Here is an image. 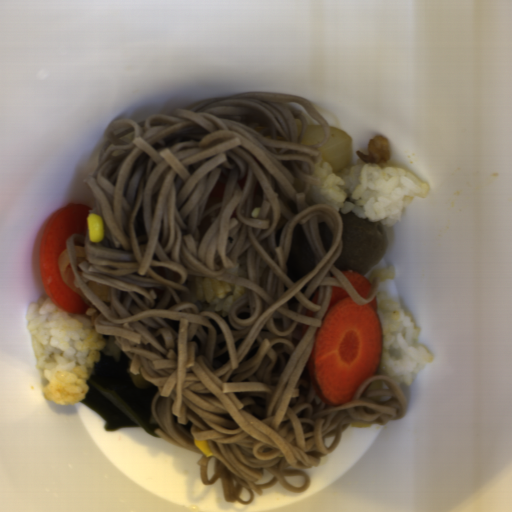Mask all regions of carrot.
Returning a JSON list of instances; mask_svg holds the SVG:
<instances>
[{"label": "carrot", "mask_w": 512, "mask_h": 512, "mask_svg": "<svg viewBox=\"0 0 512 512\" xmlns=\"http://www.w3.org/2000/svg\"><path fill=\"white\" fill-rule=\"evenodd\" d=\"M382 351L377 296L358 304L346 289L332 286L306 361L314 393L328 405H346L376 375Z\"/></svg>", "instance_id": "obj_1"}, {"label": "carrot", "mask_w": 512, "mask_h": 512, "mask_svg": "<svg viewBox=\"0 0 512 512\" xmlns=\"http://www.w3.org/2000/svg\"><path fill=\"white\" fill-rule=\"evenodd\" d=\"M91 208L81 203L65 204L47 222L38 250V269L42 285L52 304L71 314H84L90 307L64 279L60 256L72 235L89 233L87 217Z\"/></svg>", "instance_id": "obj_2"}, {"label": "carrot", "mask_w": 512, "mask_h": 512, "mask_svg": "<svg viewBox=\"0 0 512 512\" xmlns=\"http://www.w3.org/2000/svg\"><path fill=\"white\" fill-rule=\"evenodd\" d=\"M346 279L349 281L351 286L357 291V293L362 297L366 298L369 296L373 284L370 280L365 276L358 272L352 270L341 271Z\"/></svg>", "instance_id": "obj_3"}, {"label": "carrot", "mask_w": 512, "mask_h": 512, "mask_svg": "<svg viewBox=\"0 0 512 512\" xmlns=\"http://www.w3.org/2000/svg\"><path fill=\"white\" fill-rule=\"evenodd\" d=\"M311 328V325H308V324H302L301 323V333H302V338L304 337V335L308 332V330Z\"/></svg>", "instance_id": "obj_4"}, {"label": "carrot", "mask_w": 512, "mask_h": 512, "mask_svg": "<svg viewBox=\"0 0 512 512\" xmlns=\"http://www.w3.org/2000/svg\"><path fill=\"white\" fill-rule=\"evenodd\" d=\"M319 295H320V287L318 288L316 294L314 295L313 299H312V303H314L315 305H318V301H319Z\"/></svg>", "instance_id": "obj_5"}, {"label": "carrot", "mask_w": 512, "mask_h": 512, "mask_svg": "<svg viewBox=\"0 0 512 512\" xmlns=\"http://www.w3.org/2000/svg\"><path fill=\"white\" fill-rule=\"evenodd\" d=\"M305 316H308V317L314 319L316 317V313H315V311L310 310V309L307 308L306 311H305Z\"/></svg>", "instance_id": "obj_6"}]
</instances>
